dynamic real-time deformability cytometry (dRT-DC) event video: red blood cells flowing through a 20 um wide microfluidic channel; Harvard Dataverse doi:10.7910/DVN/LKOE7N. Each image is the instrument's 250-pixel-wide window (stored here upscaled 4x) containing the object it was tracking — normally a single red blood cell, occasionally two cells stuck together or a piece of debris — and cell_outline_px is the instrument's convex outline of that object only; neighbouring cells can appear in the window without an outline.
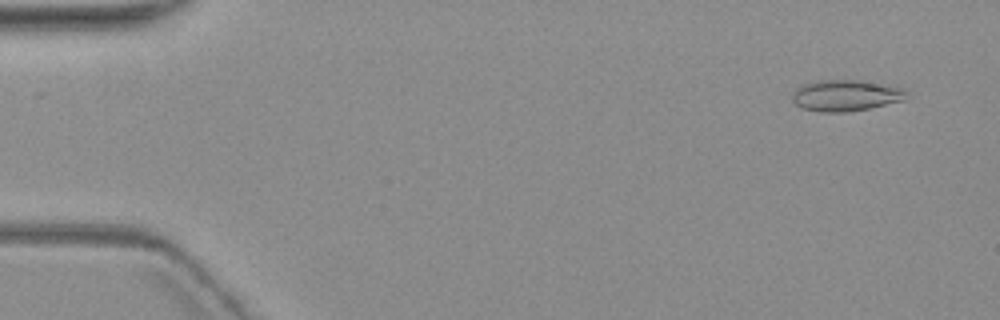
{"species": "common noctule bat (a hibernating species)", "species_latin": "Nyctalus noctula", "temperature_condition": "warm", "stored_images_in_passage": 5, "camera_frame_rate_fps": 3000, "um_per_image_px": 0.085, "animal": {"sex": "female", "body_mass_g": 19.3, "forearm_length_mm": 54.1}, "frame": {"image": 1, "passage_image": 1, "time_ms": 0.0, "image_size_px": [1000, 320], "cell_outline_px": [[912, 96], [904, 100], [868, 108], [848, 112], [820, 112], [800, 108], [792, 100], [792, 92], [796, 88], [804, 84], [820, 80], [860, 80], [904, 88]], "centroid_in_image_um": [71.9, 8.12], "position_along_channel_um": 13.1, "area_um2": 20.98}}